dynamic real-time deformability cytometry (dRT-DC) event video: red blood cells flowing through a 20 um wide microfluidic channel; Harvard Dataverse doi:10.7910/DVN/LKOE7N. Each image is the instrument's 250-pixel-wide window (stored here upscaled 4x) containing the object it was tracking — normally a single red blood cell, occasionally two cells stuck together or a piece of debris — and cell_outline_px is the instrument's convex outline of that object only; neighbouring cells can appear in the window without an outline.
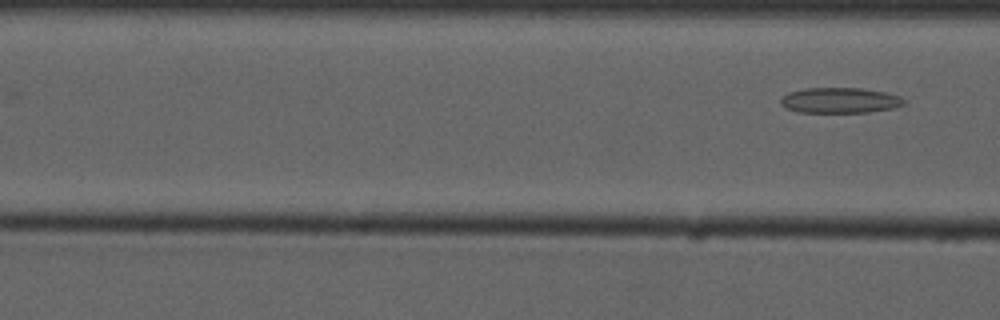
{"species": "common noctule bat (a hibernating species)", "species_latin": "Nyctalus noctula", "temperature_condition": "cold", "stored_images_in_passage": 5, "segment_of_instrument_passage": [2, 2], "camera_frame_rate_fps": 3000, "um_per_image_px": 0.085, "animal": {"sex": "male", "forearm_length_mm": 52.5}, "frame": {"image": 1, "passage_image": 5, "time_ms": 4.667, "image_size_px": [1000, 320], "cell_outline_px": [[908, 104], [892, 108], [868, 112], [800, 112], [788, 108], [780, 104], [780, 96], [788, 92], [804, 88], [860, 88], [884, 92], [900, 96], [908, 100]], "centroid_in_image_um": [71.41, 8.52], "position_along_channel_um": 95.2, "area_um2": 18.44}}